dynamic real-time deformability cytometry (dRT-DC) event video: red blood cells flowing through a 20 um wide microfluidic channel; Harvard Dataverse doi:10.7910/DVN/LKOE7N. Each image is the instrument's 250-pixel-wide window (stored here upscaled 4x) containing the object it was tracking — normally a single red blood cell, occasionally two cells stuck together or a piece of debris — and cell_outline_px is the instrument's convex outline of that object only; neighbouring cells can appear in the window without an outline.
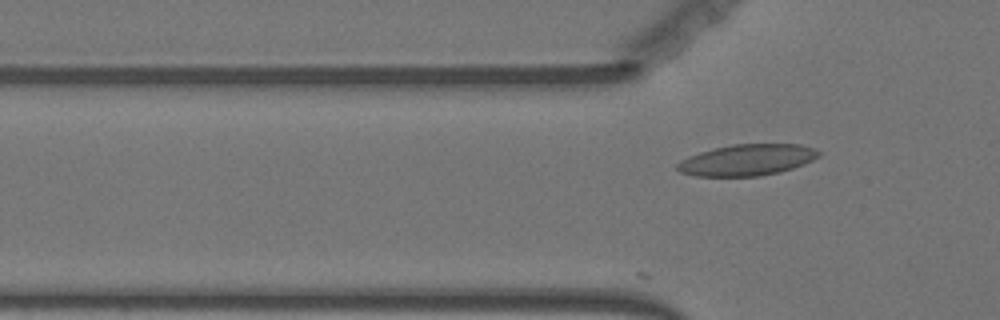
{"species": "Egyptian fruit bat (a non-hibernating species)", "species_latin": "Rousettus aegyptiacus", "temperature_condition": "warm", "stored_images_in_passage": 4, "camera_frame_rate_fps": 3000, "um_per_image_px": 0.085, "animal": {"sex": "female"}, "frame": {"image": 1, "passage_image": 4, "time_ms": 1.0, "image_size_px": [1000, 320], "cell_outline_px": [[820, 156], [804, 164], [780, 172], [760, 176], [696, 176], [680, 172], [676, 168], [676, 164], [680, 160], [688, 156], [700, 152], [732, 144], [800, 144], [816, 148], [820, 152]], "centroid_in_image_um": [63.51, 13.59], "position_along_channel_um": 62.3, "area_um2": 25.84}}